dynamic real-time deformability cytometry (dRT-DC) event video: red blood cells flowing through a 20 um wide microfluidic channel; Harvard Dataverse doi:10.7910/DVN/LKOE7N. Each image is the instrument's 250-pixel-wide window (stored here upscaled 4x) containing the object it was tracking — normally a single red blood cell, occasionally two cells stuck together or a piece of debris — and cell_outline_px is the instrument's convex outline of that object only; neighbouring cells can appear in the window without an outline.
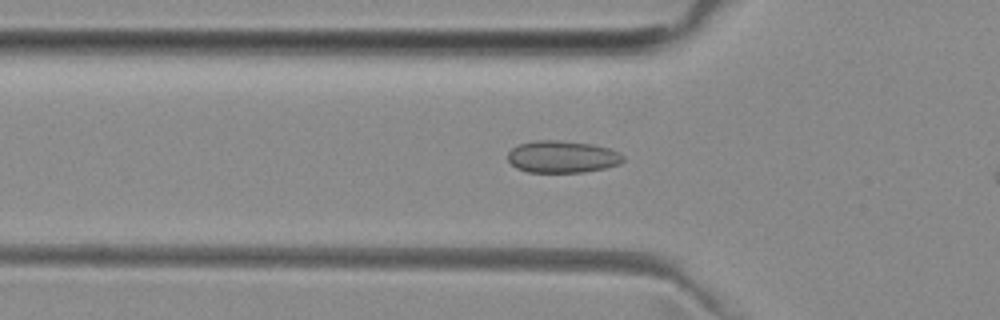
{"species": "common noctule bat (a hibernating species)", "species_latin": "Nyctalus noctula", "temperature_condition": "room temperature", "stored_images_in_passage": 41, "camera_frame_rate_fps": 3000, "um_per_image_px": 0.085, "animal": {"sex": "female", "body_mass_g": 29.2, "forearm_length_mm": 56.3}, "frame": {"image": 1, "passage_image": 13, "time_ms": 4.0, "image_size_px": [1000, 320], "cell_outline_px": [[624, 160], [620, 164], [604, 168], [584, 172], [528, 172], [516, 168], [508, 160], [508, 152], [516, 144], [536, 140], [556, 140], [592, 144], [608, 148], [620, 152], [624, 156]], "centroid_in_image_um": [47.78, 13.32], "position_along_channel_um": 78.0, "area_um2": 21.68}}
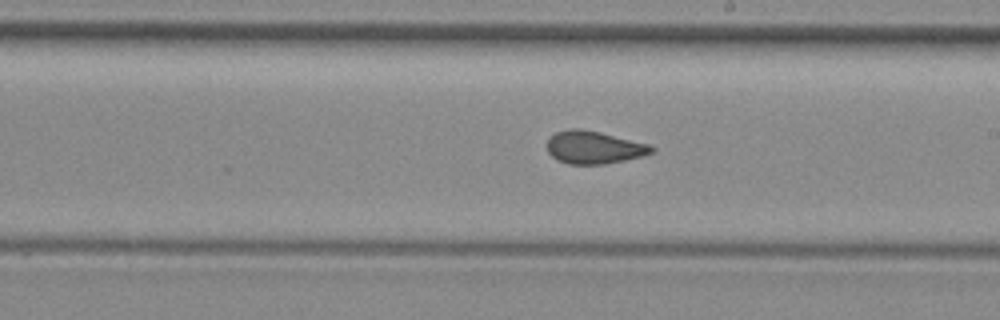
{"frame": {"image": 2, "passage_image": 25, "time_ms": 8.0, "image_size_px": [1000, 320], "cell_outline_px": [[656, 152], [644, 156], [604, 164], [568, 164], [556, 160], [548, 152], [548, 136], [556, 132], [572, 128], [580, 128], [600, 132], [648, 144], [656, 148]], "centroid_in_image_um": [50.49, 12.53], "position_along_channel_um": 238.5, "area_um2": 20.06}}
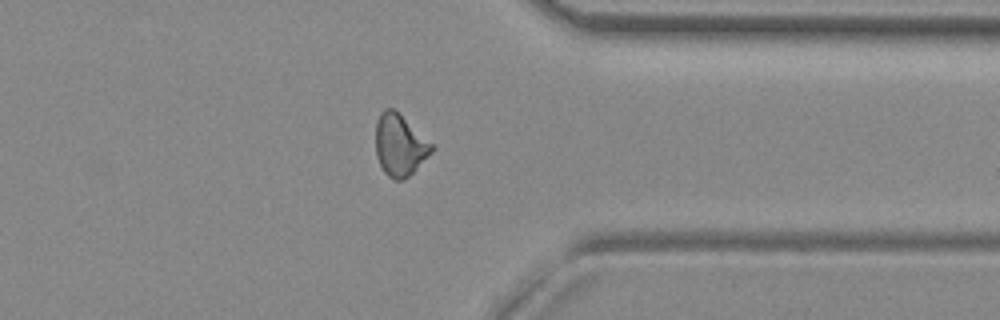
{"frame": {"image": 3, "passage_image": 36, "time_ms": 11.667, "image_size_px": [1000, 320], "cell_outline_px": [[436, 148], [404, 180], [396, 180], [388, 176], [384, 172], [376, 156], [376, 124], [380, 112], [384, 108], [392, 108], [432, 144]], "centroid_in_image_um": [33.95, 12.35], "position_along_channel_um": 377.4, "area_um2": 19.65}, "authors_computed_cell_mechanics": {"area_um2": 20.2878, "velocity_mm_per_s": 4.0018, "shape_relaxation_time_tau1_ms": null, "shape_relaxation_time_tau2_ms": 2.4859, "deformation_change_tau1": null, "deformation_change_tau2": 0.0611}}